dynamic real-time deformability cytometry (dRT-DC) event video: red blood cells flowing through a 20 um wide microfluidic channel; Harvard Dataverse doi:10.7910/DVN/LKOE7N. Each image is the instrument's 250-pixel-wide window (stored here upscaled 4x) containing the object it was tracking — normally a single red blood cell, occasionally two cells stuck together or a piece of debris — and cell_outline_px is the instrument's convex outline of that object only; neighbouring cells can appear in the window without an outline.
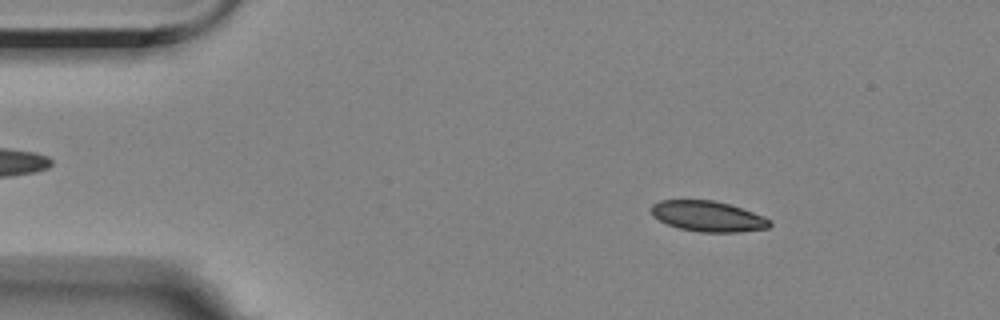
{"species": "Egyptian fruit bat (a non-hibernating species)", "species_latin": "Rousettus aegyptiacus", "temperature_condition": "room temperature", "stored_images_in_passage": 56, "camera_frame_rate_fps": 3000, "um_per_image_px": 0.085, "animal": {"sex": "female"}, "frame": {"image": 1, "passage_image": 8, "time_ms": 2.333, "image_size_px": [1000, 320], "cell_outline_px": [[772, 224], [768, 228], [740, 232], [700, 232], [680, 228], [668, 224], [652, 216], [652, 204], [660, 200], [712, 200], [728, 204], [764, 216], [772, 220]], "centroid_in_image_um": [60.19, 18.39], "position_along_channel_um": 24.8, "area_um2": 20.98}}
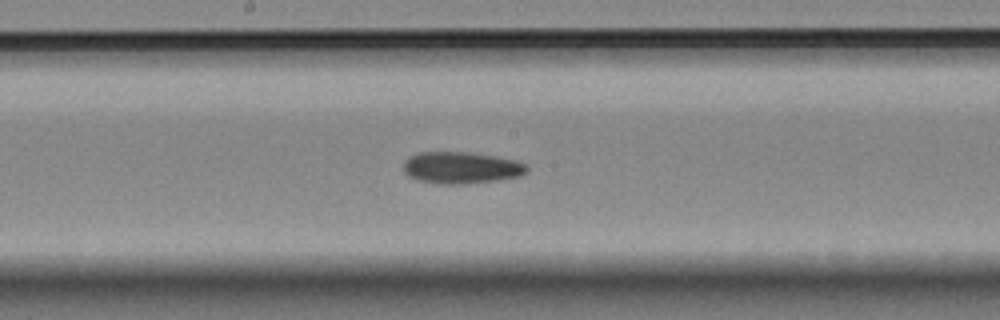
{"frame": {"image": 2, "passage_image": 29, "time_ms": 9.333, "image_size_px": [1000, 320], "cell_outline_px": [[528, 168], [520, 176], [500, 180], [464, 184], [436, 184], [416, 180], [408, 176], [404, 172], [404, 160], [408, 156], [420, 152], [464, 152], [496, 156], [516, 160], [524, 164]], "centroid_in_image_um": [39.16, 14.26], "position_along_channel_um": 209.0, "area_um2": 23.0}}
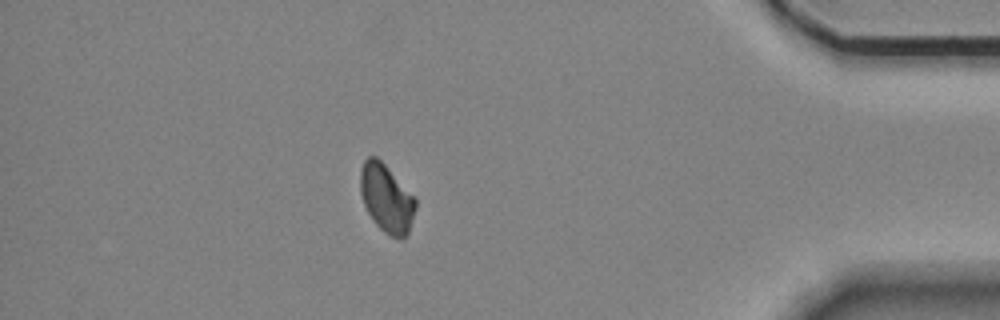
{"frame": {"image": 3, "passage_image": 49, "time_ms": 16.0, "image_size_px": [1000, 320], "cell_outline_px": [[416, 208], [408, 232], [400, 240], [384, 232], [372, 220], [364, 204], [360, 192], [360, 172], [364, 160], [368, 156], [376, 156], [388, 168], [416, 200]], "centroid_in_image_um": [32.83, 16.86], "position_along_channel_um": 402.4, "area_um2": 21.56}}